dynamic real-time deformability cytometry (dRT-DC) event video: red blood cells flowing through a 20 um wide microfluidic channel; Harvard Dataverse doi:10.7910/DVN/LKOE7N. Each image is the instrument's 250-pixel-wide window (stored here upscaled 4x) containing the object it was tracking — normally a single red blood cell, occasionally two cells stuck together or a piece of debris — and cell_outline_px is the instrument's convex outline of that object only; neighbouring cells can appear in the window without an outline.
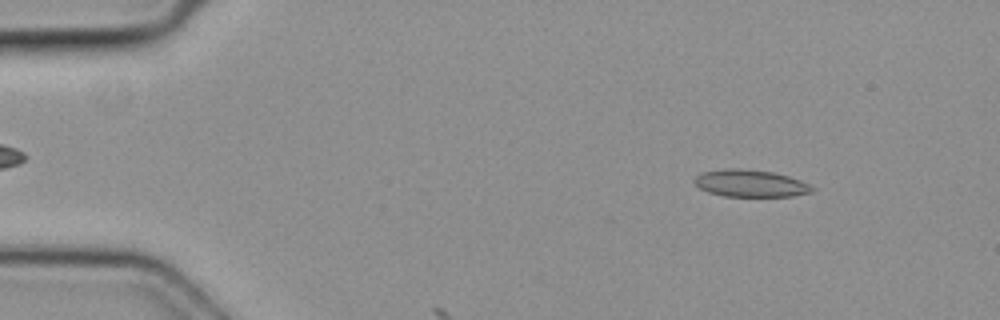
{"species": "common noctule bat (a hibernating species)", "species_latin": "Nyctalus noctula", "temperature_condition": "cold", "stored_images_in_passage": 3, "camera_frame_rate_fps": 3000, "um_per_image_px": 0.085, "animal": {"sex": "female", "body_mass_g": 19.3, "forearm_length_mm": 54.1}, "frame": {"image": 1, "passage_image": 1, "time_ms": 0.0, "image_size_px": [1000, 320], "cell_outline_px": [[816, 188], [812, 192], [792, 196], [724, 196], [708, 192], [700, 188], [692, 180], [700, 172], [732, 168], [736, 168], [772, 172], [788, 176], [800, 180]], "centroid_in_image_um": [63.77, 15.59], "position_along_channel_um": 21.2, "area_um2": 18.5}}
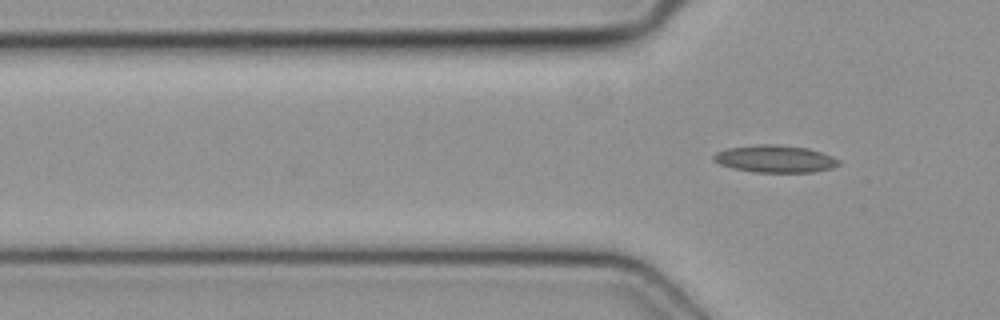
{"frame": {"image": 2, "passage_image": 3, "time_ms": 0.667, "image_size_px": [1000, 320], "cell_outline_px": [[840, 164], [832, 168], [812, 172], [752, 172], [732, 168], [720, 164], [712, 160], [712, 156], [716, 152], [728, 148], [756, 144], [780, 144], [808, 148], [832, 156], [840, 160]], "centroid_in_image_um": [65.86, 13.5], "position_along_channel_um": 59.9, "area_um2": 20.06}}